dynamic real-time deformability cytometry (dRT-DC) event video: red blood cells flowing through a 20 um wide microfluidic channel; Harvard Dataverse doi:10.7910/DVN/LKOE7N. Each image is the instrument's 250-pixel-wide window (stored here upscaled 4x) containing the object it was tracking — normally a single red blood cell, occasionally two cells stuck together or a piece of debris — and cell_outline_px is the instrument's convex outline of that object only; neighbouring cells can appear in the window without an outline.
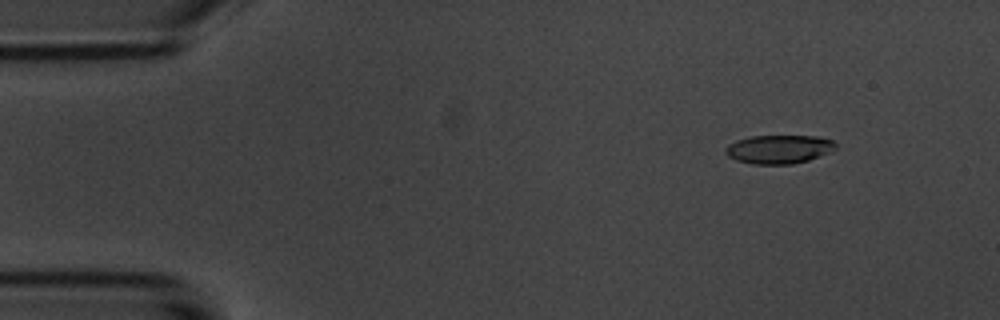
{"species": "common noctule bat (a hibernating species)", "species_latin": "Nyctalus noctula", "temperature_condition": "room temperature", "stored_images_in_passage": 54, "camera_frame_rate_fps": 3000, "um_per_image_px": 0.085, "animal": {"sex": "male", "body_mass_g": 20.1, "forearm_length_mm": 53.5}, "frame": {"image": 1, "passage_image": 6, "time_ms": 1.667, "image_size_px": [1000, 320], "cell_outline_px": [[836, 148], [828, 152], [808, 160], [792, 164], [752, 164], [736, 160], [728, 156], [724, 152], [724, 148], [728, 144], [736, 140], [752, 136], [816, 136], [832, 140], [836, 144]], "centroid_in_image_um": [66.16, 12.68], "position_along_channel_um": 18.8, "area_um2": 18.32}}
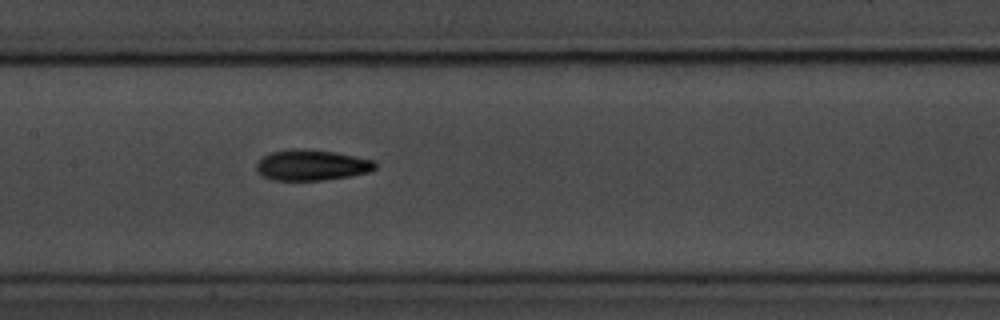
{"frame": {"image": 2, "passage_image": 26, "time_ms": 8.333, "image_size_px": [1000, 320], "cell_outline_px": [[376, 168], [368, 172], [348, 176], [320, 180], [272, 180], [260, 176], [256, 172], [256, 164], [264, 156], [272, 152], [292, 148], [296, 148], [336, 152], [376, 160]], "centroid_in_image_um": [26.47, 14.03], "position_along_channel_um": 180.9, "area_um2": 21.33}}
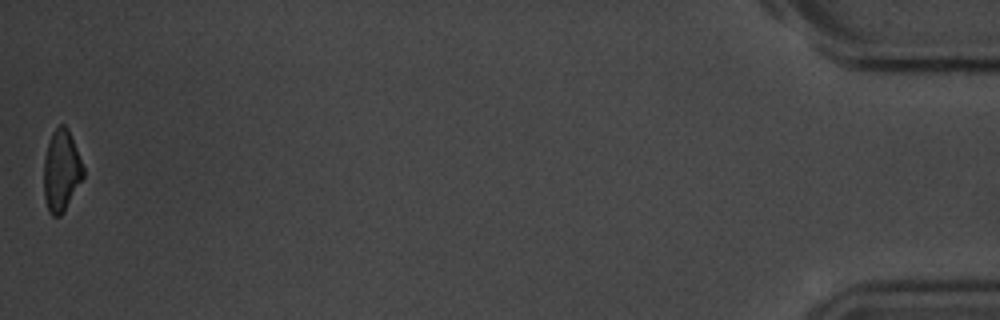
{"frame": {"image": 3, "passage_image": 54, "time_ms": 17.667, "image_size_px": [1000, 320], "cell_outline_px": [[84, 176], [64, 212], [60, 216], [52, 216], [48, 212], [44, 196], [44, 160], [48, 144], [52, 132], [60, 124], [64, 124], [68, 128], [84, 168]], "centroid_in_image_um": [5.21, 14.53], "position_along_channel_um": 430.0, "area_um2": 18.67}, "authors_computed_cell_mechanics": {"area_um2": 20.0566, "velocity_mm_per_s": 3.7086, "shape_relaxation_time_tau1_ms": 3.0358, "shape_relaxation_time_tau2_ms": 4.683, "deformation_change_tau1": 0.1259, "deformation_change_tau2": 0.1186}}